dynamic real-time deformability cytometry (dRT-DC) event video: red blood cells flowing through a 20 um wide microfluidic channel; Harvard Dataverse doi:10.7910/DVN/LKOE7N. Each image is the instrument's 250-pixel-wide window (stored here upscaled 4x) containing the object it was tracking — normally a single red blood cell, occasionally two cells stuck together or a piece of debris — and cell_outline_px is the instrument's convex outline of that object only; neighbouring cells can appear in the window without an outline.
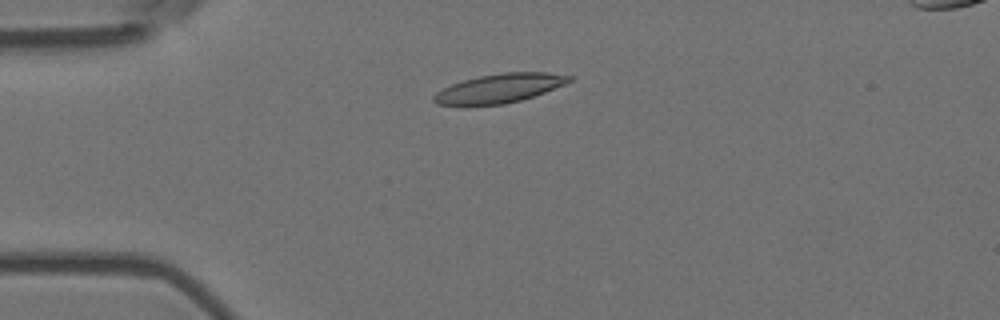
{"species": "Egyptian fruit bat (a non-hibernating species)", "species_latin": "Rousettus aegyptiacus", "temperature_condition": "room temperature", "stored_images_in_passage": 2, "camera_frame_rate_fps": 3000, "um_per_image_px": 0.085, "animal": {"sex": "female"}, "frame": {"image": 1, "passage_image": 1, "time_ms": 0.0, "image_size_px": [1000, 320], "cell_outline_px": [[572, 80], [564, 84], [544, 92], [520, 100], [504, 104], [468, 108], [460, 108], [436, 104], [432, 100], [432, 96], [436, 92], [452, 84], [464, 80], [480, 76], [504, 72], [548, 72], [572, 76]], "centroid_in_image_um": [42.34, 7.55], "position_along_channel_um": 42.7, "area_um2": 23.47}}